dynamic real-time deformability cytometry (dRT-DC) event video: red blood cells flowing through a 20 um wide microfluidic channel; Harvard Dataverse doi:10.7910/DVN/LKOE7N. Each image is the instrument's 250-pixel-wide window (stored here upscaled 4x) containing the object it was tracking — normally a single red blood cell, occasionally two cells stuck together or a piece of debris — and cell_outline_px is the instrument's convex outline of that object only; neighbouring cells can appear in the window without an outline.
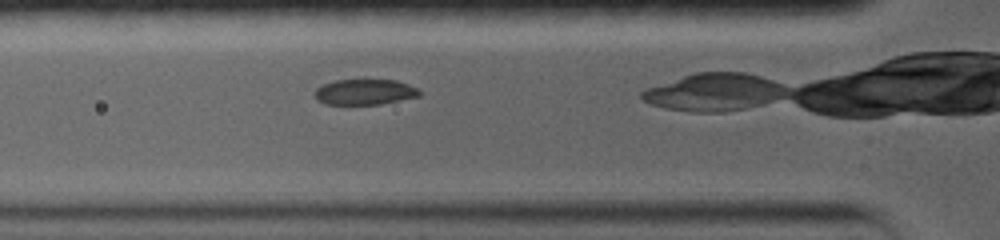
{"species": "common noctule bat (a hibernating species)", "species_latin": "Nyctalus noctula", "temperature_condition": "warm", "stored_images_in_passage": 2, "camera_frame_rate_fps": 5000, "um_per_image_px": 0.085, "animal": {"sex": "female", "body_mass_g": 19.0, "forearm_length_mm": 56.7}, "frame": {"image": 1, "passage_image": 2, "time_ms": 0.8, "image_size_px": [1000, 240], "cell_outline_px": [[424, 92], [420, 96], [380, 104], [324, 104], [316, 100], [312, 92], [316, 88], [324, 84], [336, 80], [364, 76], [396, 80], [408, 84]], "centroid_in_image_um": [30.99, 7.76], "position_along_channel_um": 94.8, "area_um2": 16.59}}